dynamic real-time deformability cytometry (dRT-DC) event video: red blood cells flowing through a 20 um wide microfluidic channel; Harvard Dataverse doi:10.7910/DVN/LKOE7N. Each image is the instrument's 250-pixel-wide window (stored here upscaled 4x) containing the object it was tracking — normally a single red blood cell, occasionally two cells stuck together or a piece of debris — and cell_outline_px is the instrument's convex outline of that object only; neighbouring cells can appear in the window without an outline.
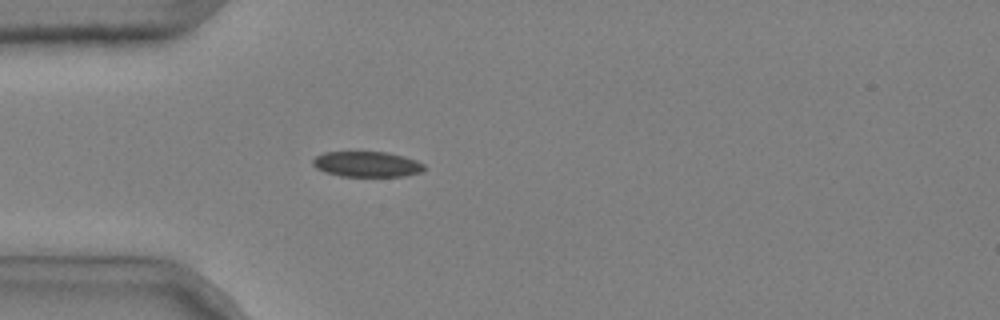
{"species": "common noctule bat (a hibernating species)", "species_latin": "Nyctalus noctula", "temperature_condition": "cold", "stored_images_in_passage": 4, "camera_frame_rate_fps": 3000, "um_per_image_px": 0.085, "animal": {"sex": "male", "body_mass_g": 20.4}, "frame": {"image": 1, "passage_image": 4, "time_ms": 1.0, "image_size_px": [1000, 320], "cell_outline_px": [[428, 168], [424, 172], [404, 176], [340, 176], [324, 172], [316, 168], [312, 164], [312, 160], [316, 156], [324, 152], [384, 152], [404, 156], [416, 160], [424, 164]], "centroid_in_image_um": [31.22, 13.96], "position_along_channel_um": 53.8, "area_um2": 16.7}}